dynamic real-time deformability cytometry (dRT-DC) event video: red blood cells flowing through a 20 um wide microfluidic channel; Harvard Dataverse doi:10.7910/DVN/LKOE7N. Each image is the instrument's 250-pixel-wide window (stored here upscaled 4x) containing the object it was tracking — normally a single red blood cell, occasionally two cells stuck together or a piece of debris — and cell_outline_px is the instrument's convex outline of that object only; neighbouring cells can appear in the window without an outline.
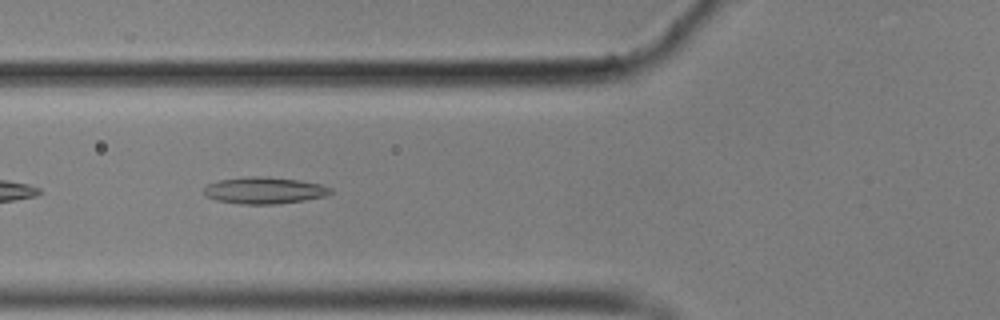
{"species": "common noctule bat (a hibernating species)", "species_latin": "Nyctalus noctula", "temperature_condition": "cold", "stored_images_in_passage": 41, "segment_of_instrument_passage": [1, 2], "camera_frame_rate_fps": 3000, "um_per_image_px": 0.085, "animal": {"sex": "male", "body_mass_g": 17.9}, "frame": {"image": 1, "passage_image": 5, "time_ms": 1.333, "image_size_px": [1000, 320], "cell_outline_px": [[332, 192], [324, 196], [304, 200], [276, 204], [240, 204], [216, 200], [204, 196], [204, 188], [208, 184], [220, 180], [252, 176], [264, 176], [300, 180], [320, 184], [332, 188]], "centroid_in_image_um": [22.45, 16.18], "position_along_channel_um": 103.3, "area_um2": 19.65}}
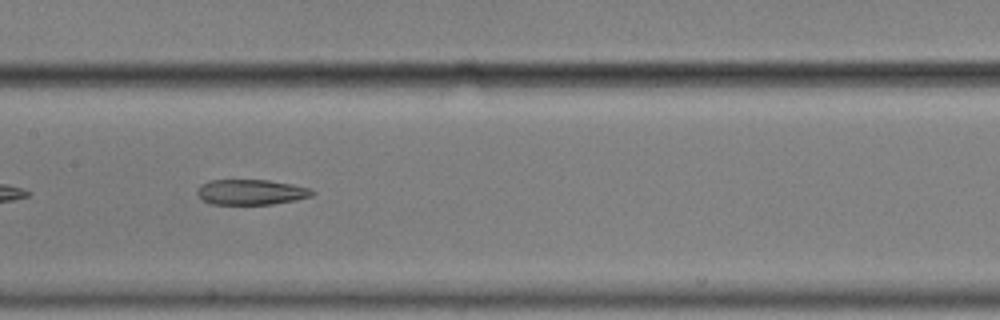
{"frame": {"image": 2, "passage_image": 12, "time_ms": 3.667, "image_size_px": [1000, 320], "cell_outline_px": [[316, 192], [312, 196], [296, 200], [272, 204], [212, 204], [204, 200], [196, 192], [200, 184], [208, 180], [268, 180], [292, 184], [308, 188]], "centroid_in_image_um": [21.34, 16.32], "position_along_channel_um": 186.1, "area_um2": 16.94}}
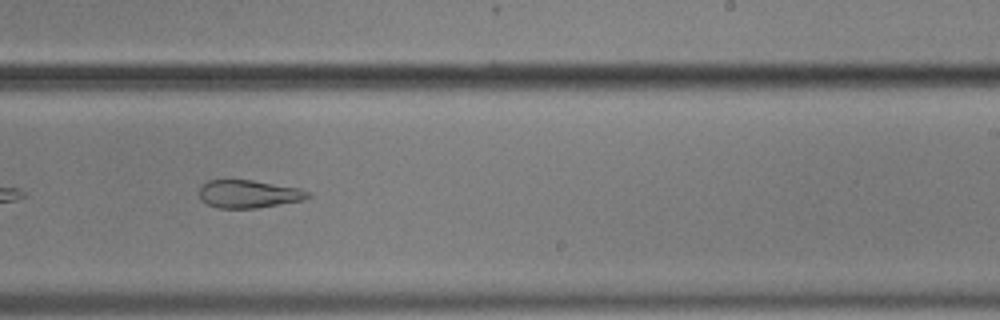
{"frame": {"image": 3, "passage_image": 19, "time_ms": 6.0, "image_size_px": [1000, 320], "cell_outline_px": [[312, 196], [304, 200], [256, 208], [216, 208], [208, 204], [200, 196], [200, 184], [208, 180], [252, 180], [300, 188], [308, 192]], "centroid_in_image_um": [21.15, 16.48], "position_along_channel_um": 267.9, "area_um2": 17.63}}